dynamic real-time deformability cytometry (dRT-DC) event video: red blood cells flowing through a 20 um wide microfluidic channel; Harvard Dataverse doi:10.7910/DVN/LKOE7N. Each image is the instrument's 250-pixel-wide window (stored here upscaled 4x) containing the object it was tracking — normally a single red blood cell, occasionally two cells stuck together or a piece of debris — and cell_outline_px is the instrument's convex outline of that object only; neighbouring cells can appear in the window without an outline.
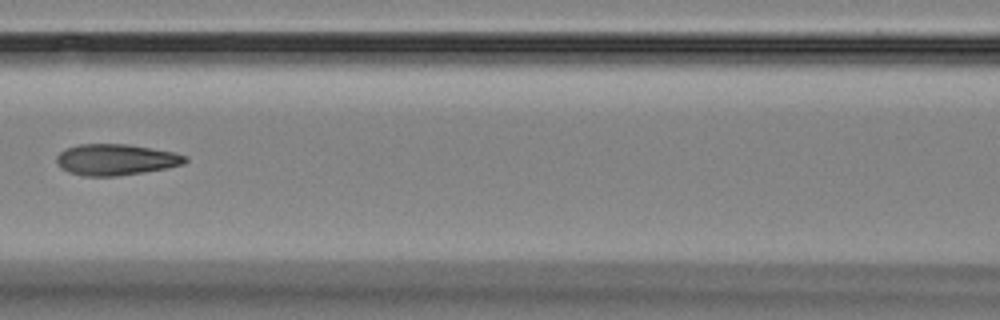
{"species": "Egyptian fruit bat (a non-hibernating species)", "species_latin": "Rousettus aegyptiacus", "temperature_condition": "room temperature", "stored_images_in_passage": 8, "camera_frame_rate_fps": 3000, "um_per_image_px": 0.085, "animal": {"sex": "female"}, "frame": {"image": 1, "passage_image": 7, "time_ms": 7.333, "image_size_px": [1000, 320], "cell_outline_px": [[188, 160], [184, 164], [144, 172], [116, 176], [84, 176], [68, 172], [60, 168], [56, 164], [56, 156], [60, 152], [68, 148], [80, 144], [128, 144], [176, 152], [188, 156]], "centroid_in_image_um": [9.85, 13.57], "position_along_channel_um": 156.7, "area_um2": 23.47}}
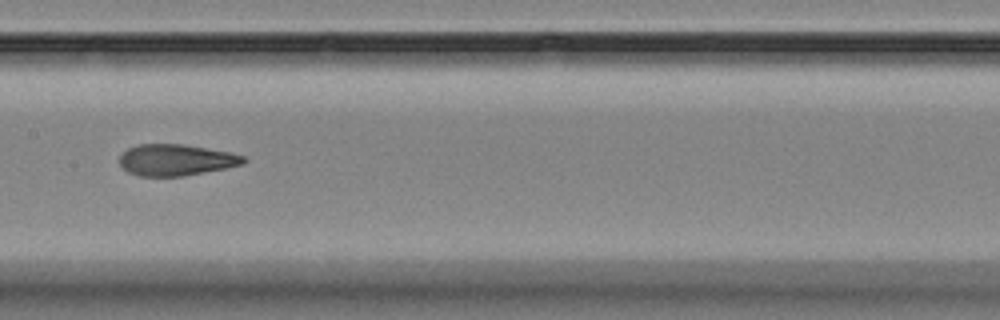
{"frame": {"image": 2, "passage_image": 8, "time_ms": 8.333, "image_size_px": [1000, 320], "cell_outline_px": [[248, 160], [244, 164], [184, 176], [140, 176], [128, 172], [120, 164], [120, 156], [128, 148], [140, 144], [184, 144], [228, 152], [244, 156]], "centroid_in_image_um": [14.97, 13.59], "position_along_channel_um": 192.4, "area_um2": 22.48}}